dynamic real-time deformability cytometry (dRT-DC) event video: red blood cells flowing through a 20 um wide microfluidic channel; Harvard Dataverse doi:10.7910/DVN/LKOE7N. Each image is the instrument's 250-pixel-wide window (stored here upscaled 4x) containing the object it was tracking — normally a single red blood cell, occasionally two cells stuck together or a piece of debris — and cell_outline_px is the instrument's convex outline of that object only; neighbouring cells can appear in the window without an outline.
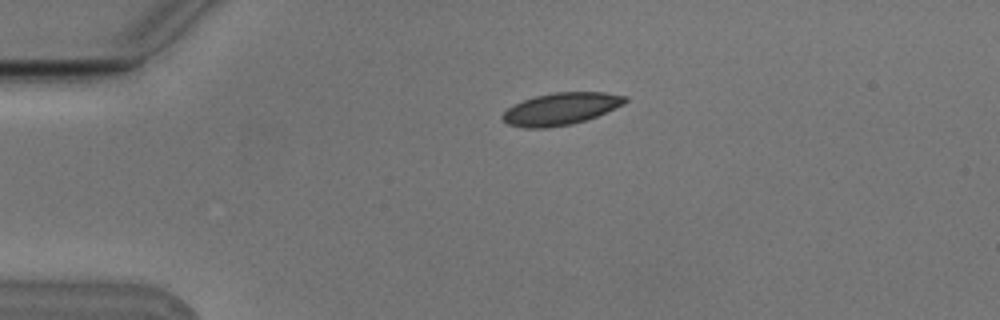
{"species": "Egyptian fruit bat (a non-hibernating species)", "species_latin": "Rousettus aegyptiacus", "temperature_condition": "cold", "stored_images_in_passage": 5, "camera_frame_rate_fps": 3000, "um_per_image_px": 0.085, "animal": {"sex": "male"}, "frame": {"image": 1, "passage_image": 4, "time_ms": 1.0, "image_size_px": [1000, 320], "cell_outline_px": [[628, 100], [624, 104], [596, 116], [572, 124], [548, 128], [524, 128], [508, 124], [500, 116], [508, 108], [524, 100], [536, 96], [552, 92], [604, 92], [628, 96]], "centroid_in_image_um": [47.68, 9.25], "position_along_channel_um": 37.3, "area_um2": 22.83}}
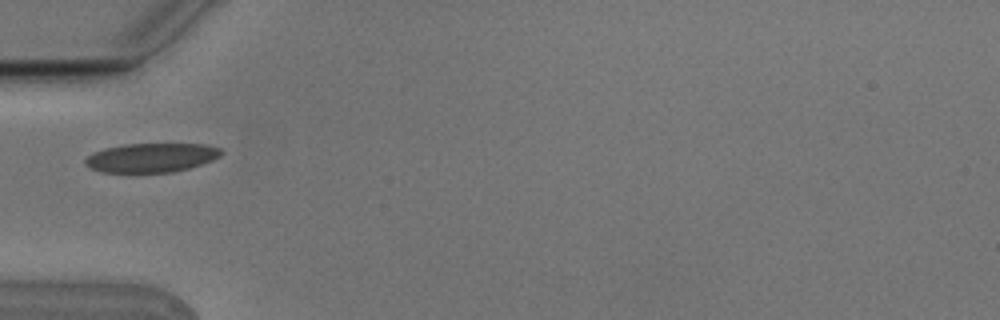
{"frame": {"image": 2, "passage_image": 5, "time_ms": 1.333, "image_size_px": [1000, 320], "cell_outline_px": [[224, 152], [220, 156], [212, 160], [188, 168], [172, 172], [136, 176], [100, 172], [84, 164], [84, 160], [92, 152], [104, 148], [124, 144], [208, 144], [220, 148]], "centroid_in_image_um": [12.8, 13.45], "position_along_channel_um": 72.2, "area_um2": 24.1}}